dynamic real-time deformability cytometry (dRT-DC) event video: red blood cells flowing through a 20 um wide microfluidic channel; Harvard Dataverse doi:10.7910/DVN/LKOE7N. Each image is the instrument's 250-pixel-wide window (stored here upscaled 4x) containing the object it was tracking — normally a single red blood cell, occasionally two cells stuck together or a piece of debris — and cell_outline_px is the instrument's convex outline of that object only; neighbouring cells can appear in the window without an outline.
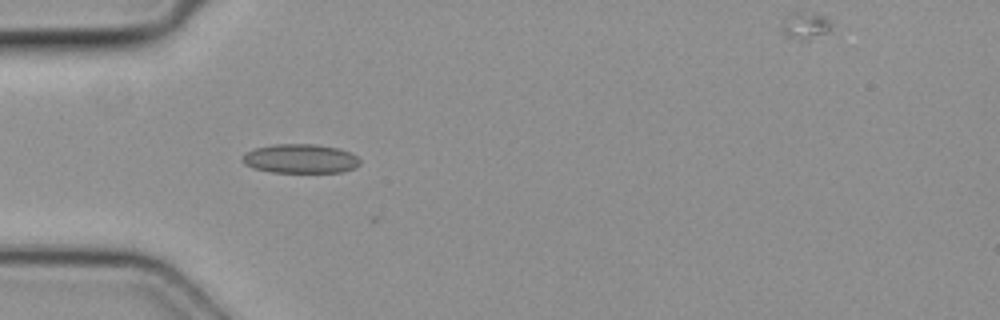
{"species": "common noctule bat (a hibernating species)", "species_latin": "Nyctalus noctula", "temperature_condition": "cold", "stored_images_in_passage": 6, "camera_frame_rate_fps": 3000, "um_per_image_px": 0.085, "animal": {"sex": "female", "body_mass_g": 19.3, "forearm_length_mm": 54.1}, "frame": {"image": 1, "passage_image": 4, "time_ms": 1.0, "image_size_px": [1000, 320], "cell_outline_px": [[360, 164], [352, 168], [340, 172], [272, 172], [252, 168], [244, 164], [240, 160], [240, 156], [256, 148], [276, 144], [312, 144], [336, 148], [348, 152], [356, 156], [360, 160]], "centroid_in_image_um": [25.47, 13.49], "position_along_channel_um": 59.5, "area_um2": 19.77}}
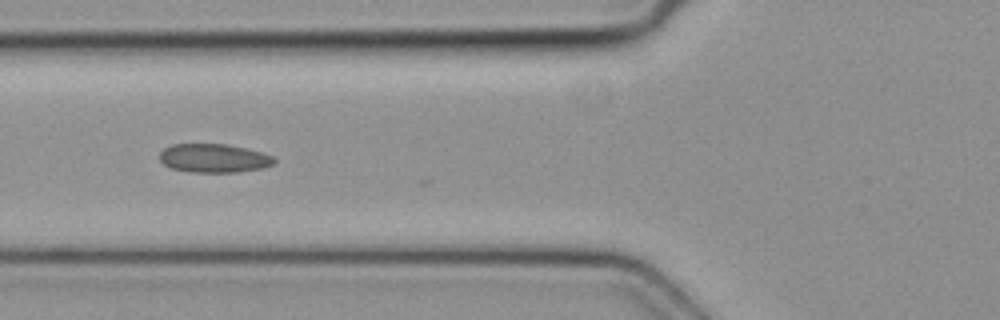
{"frame": {"image": 2, "passage_image": 5, "time_ms": 1.333, "image_size_px": [1000, 320], "cell_outline_px": [[276, 160], [272, 164], [264, 168], [240, 172], [188, 172], [172, 168], [164, 164], [160, 160], [160, 152], [164, 148], [172, 144], [224, 144], [244, 148], [260, 152], [272, 156]], "centroid_in_image_um": [18.16, 13.45], "position_along_channel_um": 107.6, "area_um2": 19.07}}
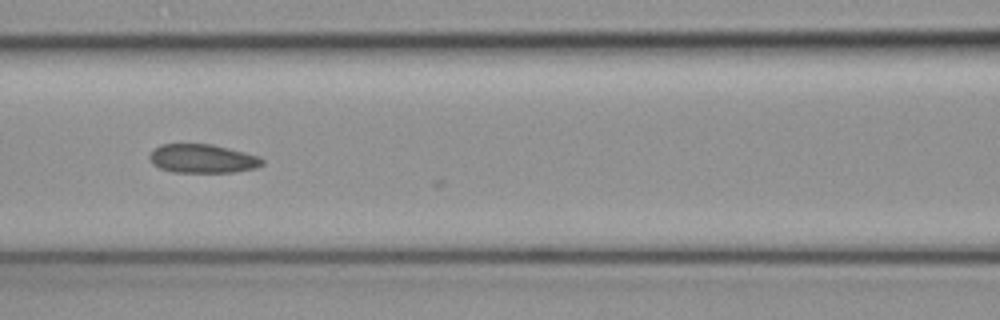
{"frame": {"image": 3, "passage_image": 6, "time_ms": 1.667, "image_size_px": [1000, 320], "cell_outline_px": [[264, 164], [256, 168], [232, 172], [172, 172], [160, 168], [152, 164], [148, 156], [160, 144], [212, 144], [260, 156], [264, 160]], "centroid_in_image_um": [17.23, 13.48], "position_along_channel_um": 149.4, "area_um2": 18.9}}